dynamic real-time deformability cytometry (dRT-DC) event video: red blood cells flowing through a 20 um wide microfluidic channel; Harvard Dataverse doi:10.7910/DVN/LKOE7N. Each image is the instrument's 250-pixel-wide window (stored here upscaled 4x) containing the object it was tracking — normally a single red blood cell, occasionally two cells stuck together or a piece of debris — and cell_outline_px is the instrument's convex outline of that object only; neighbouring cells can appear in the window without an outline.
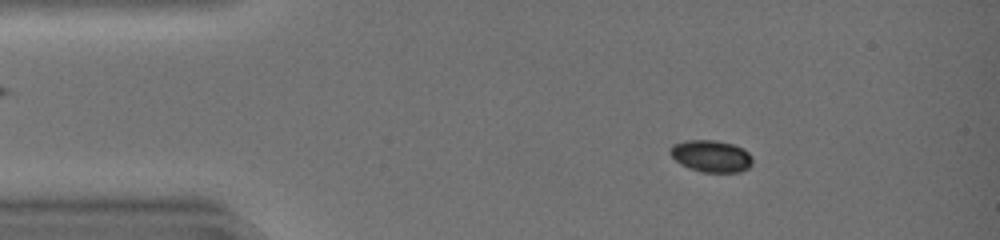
{"species": "common noctule bat (a hibernating species)", "species_latin": "Nyctalus noctula", "temperature_condition": "warm", "stored_images_in_passage": 27, "camera_frame_rate_fps": 3000, "um_per_image_px": 0.085, "animal": {"sex": "female", "body_mass_g": 19.0, "forearm_length_mm": 51.5}, "frame": {"image": 1, "passage_image": 1, "time_ms": 0.0, "image_size_px": [1000, 240], "cell_outline_px": [[752, 164], [748, 168], [740, 172], [704, 172], [688, 168], [680, 164], [668, 152], [672, 144], [688, 140], [716, 140], [732, 144], [744, 148], [752, 156]], "centroid_in_image_um": [60.45, 13.26], "position_along_channel_um": 24.6, "area_um2": 15.43}}
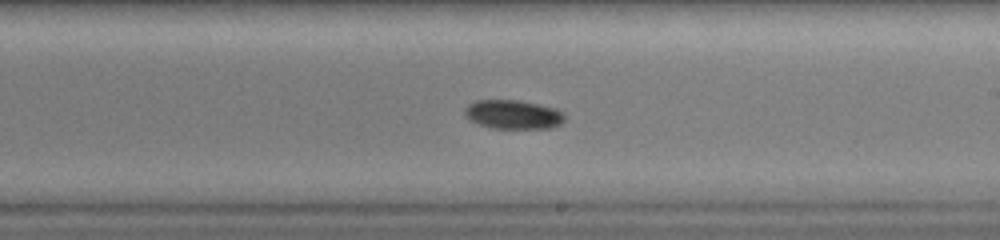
{"frame": {"image": 2, "passage_image": 21, "time_ms": 6.667, "image_size_px": [1000, 240], "cell_outline_px": [[564, 120], [560, 124], [548, 128], [492, 128], [468, 120], [464, 116], [464, 108], [468, 104], [476, 100], [520, 100], [540, 104], [556, 108], [564, 112]], "centroid_in_image_um": [43.6, 9.72], "position_along_channel_um": 245.4, "area_um2": 17.05}}
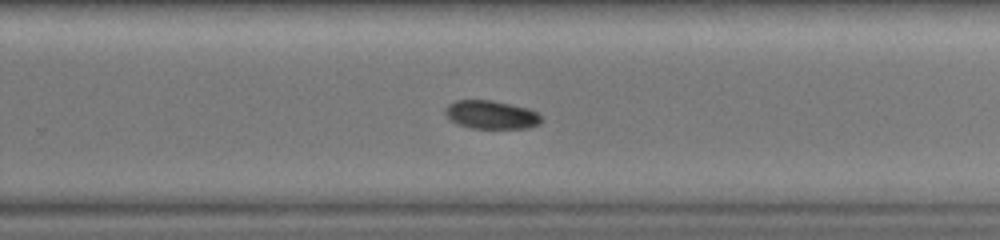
{"frame": {"image": 3, "passage_image": 24, "time_ms": 7.667, "image_size_px": [1000, 240], "cell_outline_px": [[544, 120], [540, 124], [528, 128], [472, 128], [456, 124], [444, 112], [448, 104], [456, 100], [492, 100], [528, 108], [536, 112]], "centroid_in_image_um": [41.77, 9.75], "position_along_channel_um": 288.0, "area_um2": 15.9}}